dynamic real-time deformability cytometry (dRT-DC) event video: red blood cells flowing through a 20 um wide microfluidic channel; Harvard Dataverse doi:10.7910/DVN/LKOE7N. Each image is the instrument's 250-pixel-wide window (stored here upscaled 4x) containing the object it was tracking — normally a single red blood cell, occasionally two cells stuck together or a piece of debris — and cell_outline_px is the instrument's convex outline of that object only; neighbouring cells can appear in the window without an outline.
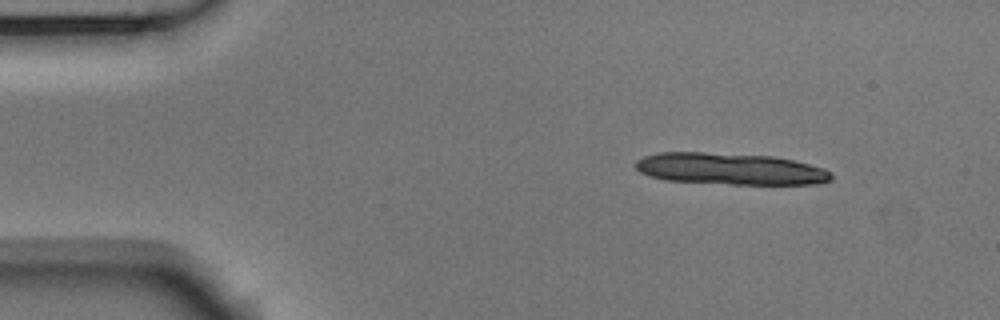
{"species": "Egyptian fruit bat (a non-hibernating species)", "species_latin": "Rousettus aegyptiacus", "temperature_condition": "room temperature", "stored_images_in_passage": 15, "camera_frame_rate_fps": 3000, "um_per_image_px": 0.085, "animal": {"sex": "male"}, "frame": {"image": 1, "passage_image": 6, "time_ms": 1.667, "image_size_px": [1000, 320], "cell_outline_px": [[832, 176], [828, 180], [816, 184], [732, 184], [664, 180], [648, 176], [640, 172], [632, 164], [636, 160], [644, 156], [656, 152], [704, 152], [772, 156], [792, 160], [824, 168], [832, 172]], "centroid_in_image_um": [61.99, 14.35], "position_along_channel_um": 23.0, "area_um2": 36.24}}